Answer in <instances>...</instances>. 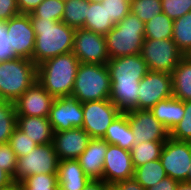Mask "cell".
Wrapping results in <instances>:
<instances>
[{"label": "cell", "instance_id": "1", "mask_svg": "<svg viewBox=\"0 0 191 190\" xmlns=\"http://www.w3.org/2000/svg\"><path fill=\"white\" fill-rule=\"evenodd\" d=\"M106 65L111 79L109 100L123 113L138 109L139 83L149 72L141 55L109 59Z\"/></svg>", "mask_w": 191, "mask_h": 190}, {"label": "cell", "instance_id": "2", "mask_svg": "<svg viewBox=\"0 0 191 190\" xmlns=\"http://www.w3.org/2000/svg\"><path fill=\"white\" fill-rule=\"evenodd\" d=\"M29 16L36 36L33 52L36 66L57 55L73 51L76 29L62 21L34 18L31 14Z\"/></svg>", "mask_w": 191, "mask_h": 190}, {"label": "cell", "instance_id": "3", "mask_svg": "<svg viewBox=\"0 0 191 190\" xmlns=\"http://www.w3.org/2000/svg\"><path fill=\"white\" fill-rule=\"evenodd\" d=\"M79 65L73 52L57 55L37 66V81L54 98L71 97Z\"/></svg>", "mask_w": 191, "mask_h": 190}, {"label": "cell", "instance_id": "4", "mask_svg": "<svg viewBox=\"0 0 191 190\" xmlns=\"http://www.w3.org/2000/svg\"><path fill=\"white\" fill-rule=\"evenodd\" d=\"M144 32L145 23L129 12L105 35L109 58L140 54Z\"/></svg>", "mask_w": 191, "mask_h": 190}, {"label": "cell", "instance_id": "5", "mask_svg": "<svg viewBox=\"0 0 191 190\" xmlns=\"http://www.w3.org/2000/svg\"><path fill=\"white\" fill-rule=\"evenodd\" d=\"M37 81V66L32 60L13 58L0 61V96L15 102Z\"/></svg>", "mask_w": 191, "mask_h": 190}, {"label": "cell", "instance_id": "6", "mask_svg": "<svg viewBox=\"0 0 191 190\" xmlns=\"http://www.w3.org/2000/svg\"><path fill=\"white\" fill-rule=\"evenodd\" d=\"M111 79L106 64L80 63L71 97L81 103L110 98Z\"/></svg>", "mask_w": 191, "mask_h": 190}, {"label": "cell", "instance_id": "7", "mask_svg": "<svg viewBox=\"0 0 191 190\" xmlns=\"http://www.w3.org/2000/svg\"><path fill=\"white\" fill-rule=\"evenodd\" d=\"M59 159L53 143L38 145L26 156L17 158L14 183L23 182L35 174H57Z\"/></svg>", "mask_w": 191, "mask_h": 190}, {"label": "cell", "instance_id": "8", "mask_svg": "<svg viewBox=\"0 0 191 190\" xmlns=\"http://www.w3.org/2000/svg\"><path fill=\"white\" fill-rule=\"evenodd\" d=\"M141 57L146 62L149 71L172 74L174 68L184 57L172 39H144Z\"/></svg>", "mask_w": 191, "mask_h": 190}, {"label": "cell", "instance_id": "9", "mask_svg": "<svg viewBox=\"0 0 191 190\" xmlns=\"http://www.w3.org/2000/svg\"><path fill=\"white\" fill-rule=\"evenodd\" d=\"M159 159L168 177L178 182H186L191 166V142L169 137Z\"/></svg>", "mask_w": 191, "mask_h": 190}, {"label": "cell", "instance_id": "10", "mask_svg": "<svg viewBox=\"0 0 191 190\" xmlns=\"http://www.w3.org/2000/svg\"><path fill=\"white\" fill-rule=\"evenodd\" d=\"M8 44L16 58L33 61L35 48V32L29 14H18L4 22Z\"/></svg>", "mask_w": 191, "mask_h": 190}, {"label": "cell", "instance_id": "11", "mask_svg": "<svg viewBox=\"0 0 191 190\" xmlns=\"http://www.w3.org/2000/svg\"><path fill=\"white\" fill-rule=\"evenodd\" d=\"M82 128L91 138L102 139L107 128L122 112L109 100H97L82 103Z\"/></svg>", "mask_w": 191, "mask_h": 190}, {"label": "cell", "instance_id": "12", "mask_svg": "<svg viewBox=\"0 0 191 190\" xmlns=\"http://www.w3.org/2000/svg\"><path fill=\"white\" fill-rule=\"evenodd\" d=\"M138 109L150 110L159 101L173 96L172 75L149 71L139 83Z\"/></svg>", "mask_w": 191, "mask_h": 190}, {"label": "cell", "instance_id": "13", "mask_svg": "<svg viewBox=\"0 0 191 190\" xmlns=\"http://www.w3.org/2000/svg\"><path fill=\"white\" fill-rule=\"evenodd\" d=\"M73 54L80 63L107 64L109 58L105 36L91 30H75Z\"/></svg>", "mask_w": 191, "mask_h": 190}, {"label": "cell", "instance_id": "14", "mask_svg": "<svg viewBox=\"0 0 191 190\" xmlns=\"http://www.w3.org/2000/svg\"><path fill=\"white\" fill-rule=\"evenodd\" d=\"M124 113L135 136V143L166 141L170 137L168 129L150 110L133 109Z\"/></svg>", "mask_w": 191, "mask_h": 190}, {"label": "cell", "instance_id": "15", "mask_svg": "<svg viewBox=\"0 0 191 190\" xmlns=\"http://www.w3.org/2000/svg\"><path fill=\"white\" fill-rule=\"evenodd\" d=\"M134 165L131 152L113 144H108L103 164L102 180L112 186L116 182L132 178Z\"/></svg>", "mask_w": 191, "mask_h": 190}, {"label": "cell", "instance_id": "16", "mask_svg": "<svg viewBox=\"0 0 191 190\" xmlns=\"http://www.w3.org/2000/svg\"><path fill=\"white\" fill-rule=\"evenodd\" d=\"M48 118L54 132L82 128V103L72 97L55 98Z\"/></svg>", "mask_w": 191, "mask_h": 190}, {"label": "cell", "instance_id": "17", "mask_svg": "<svg viewBox=\"0 0 191 190\" xmlns=\"http://www.w3.org/2000/svg\"><path fill=\"white\" fill-rule=\"evenodd\" d=\"M54 97L36 81L14 103L17 116L49 117Z\"/></svg>", "mask_w": 191, "mask_h": 190}, {"label": "cell", "instance_id": "18", "mask_svg": "<svg viewBox=\"0 0 191 190\" xmlns=\"http://www.w3.org/2000/svg\"><path fill=\"white\" fill-rule=\"evenodd\" d=\"M91 139L83 128L54 132L53 145L59 161L77 159Z\"/></svg>", "mask_w": 191, "mask_h": 190}, {"label": "cell", "instance_id": "19", "mask_svg": "<svg viewBox=\"0 0 191 190\" xmlns=\"http://www.w3.org/2000/svg\"><path fill=\"white\" fill-rule=\"evenodd\" d=\"M107 147L108 143L104 139L92 138L83 153L76 159L91 180H102Z\"/></svg>", "mask_w": 191, "mask_h": 190}, {"label": "cell", "instance_id": "20", "mask_svg": "<svg viewBox=\"0 0 191 190\" xmlns=\"http://www.w3.org/2000/svg\"><path fill=\"white\" fill-rule=\"evenodd\" d=\"M16 126L38 145L53 143L54 130L48 117L17 116Z\"/></svg>", "mask_w": 191, "mask_h": 190}, {"label": "cell", "instance_id": "21", "mask_svg": "<svg viewBox=\"0 0 191 190\" xmlns=\"http://www.w3.org/2000/svg\"><path fill=\"white\" fill-rule=\"evenodd\" d=\"M57 179L59 190H82L91 180L76 159L59 161Z\"/></svg>", "mask_w": 191, "mask_h": 190}, {"label": "cell", "instance_id": "22", "mask_svg": "<svg viewBox=\"0 0 191 190\" xmlns=\"http://www.w3.org/2000/svg\"><path fill=\"white\" fill-rule=\"evenodd\" d=\"M102 139L108 144L117 145L122 149L128 151L132 149L135 144V136L125 113L122 112L113 120Z\"/></svg>", "mask_w": 191, "mask_h": 190}, {"label": "cell", "instance_id": "23", "mask_svg": "<svg viewBox=\"0 0 191 190\" xmlns=\"http://www.w3.org/2000/svg\"><path fill=\"white\" fill-rule=\"evenodd\" d=\"M150 111L153 116L170 132L183 118L185 113L184 101L172 96L163 101H159L150 109Z\"/></svg>", "mask_w": 191, "mask_h": 190}, {"label": "cell", "instance_id": "24", "mask_svg": "<svg viewBox=\"0 0 191 190\" xmlns=\"http://www.w3.org/2000/svg\"><path fill=\"white\" fill-rule=\"evenodd\" d=\"M171 75L173 97L184 102L191 100V55L184 56Z\"/></svg>", "mask_w": 191, "mask_h": 190}, {"label": "cell", "instance_id": "25", "mask_svg": "<svg viewBox=\"0 0 191 190\" xmlns=\"http://www.w3.org/2000/svg\"><path fill=\"white\" fill-rule=\"evenodd\" d=\"M114 26L113 22L108 18L105 5L89 2L84 29L105 36Z\"/></svg>", "mask_w": 191, "mask_h": 190}, {"label": "cell", "instance_id": "26", "mask_svg": "<svg viewBox=\"0 0 191 190\" xmlns=\"http://www.w3.org/2000/svg\"><path fill=\"white\" fill-rule=\"evenodd\" d=\"M164 167L160 159L147 162L134 170V178L145 189L155 186L159 181L166 177Z\"/></svg>", "mask_w": 191, "mask_h": 190}, {"label": "cell", "instance_id": "27", "mask_svg": "<svg viewBox=\"0 0 191 190\" xmlns=\"http://www.w3.org/2000/svg\"><path fill=\"white\" fill-rule=\"evenodd\" d=\"M165 141H148L132 146L131 158L134 168L160 158Z\"/></svg>", "mask_w": 191, "mask_h": 190}, {"label": "cell", "instance_id": "28", "mask_svg": "<svg viewBox=\"0 0 191 190\" xmlns=\"http://www.w3.org/2000/svg\"><path fill=\"white\" fill-rule=\"evenodd\" d=\"M173 20L164 12L157 14L154 18L145 23V39H172Z\"/></svg>", "mask_w": 191, "mask_h": 190}, {"label": "cell", "instance_id": "29", "mask_svg": "<svg viewBox=\"0 0 191 190\" xmlns=\"http://www.w3.org/2000/svg\"><path fill=\"white\" fill-rule=\"evenodd\" d=\"M172 40L184 56L191 55V12L174 20Z\"/></svg>", "mask_w": 191, "mask_h": 190}, {"label": "cell", "instance_id": "30", "mask_svg": "<svg viewBox=\"0 0 191 190\" xmlns=\"http://www.w3.org/2000/svg\"><path fill=\"white\" fill-rule=\"evenodd\" d=\"M87 0H69L65 2L62 22L74 29L83 28L87 15Z\"/></svg>", "mask_w": 191, "mask_h": 190}, {"label": "cell", "instance_id": "31", "mask_svg": "<svg viewBox=\"0 0 191 190\" xmlns=\"http://www.w3.org/2000/svg\"><path fill=\"white\" fill-rule=\"evenodd\" d=\"M17 114L15 103L4 101L0 105V144L9 142L10 136L16 127Z\"/></svg>", "mask_w": 191, "mask_h": 190}, {"label": "cell", "instance_id": "32", "mask_svg": "<svg viewBox=\"0 0 191 190\" xmlns=\"http://www.w3.org/2000/svg\"><path fill=\"white\" fill-rule=\"evenodd\" d=\"M19 190H59L57 174H35L18 183Z\"/></svg>", "mask_w": 191, "mask_h": 190}, {"label": "cell", "instance_id": "33", "mask_svg": "<svg viewBox=\"0 0 191 190\" xmlns=\"http://www.w3.org/2000/svg\"><path fill=\"white\" fill-rule=\"evenodd\" d=\"M130 12L146 23L163 12L161 0H131Z\"/></svg>", "mask_w": 191, "mask_h": 190}, {"label": "cell", "instance_id": "34", "mask_svg": "<svg viewBox=\"0 0 191 190\" xmlns=\"http://www.w3.org/2000/svg\"><path fill=\"white\" fill-rule=\"evenodd\" d=\"M65 2L62 0H43L32 12L34 18L61 21Z\"/></svg>", "mask_w": 191, "mask_h": 190}, {"label": "cell", "instance_id": "35", "mask_svg": "<svg viewBox=\"0 0 191 190\" xmlns=\"http://www.w3.org/2000/svg\"><path fill=\"white\" fill-rule=\"evenodd\" d=\"M16 154L17 158L26 156L31 150H33L38 144L28 137L17 126L12 132L8 142Z\"/></svg>", "mask_w": 191, "mask_h": 190}, {"label": "cell", "instance_id": "36", "mask_svg": "<svg viewBox=\"0 0 191 190\" xmlns=\"http://www.w3.org/2000/svg\"><path fill=\"white\" fill-rule=\"evenodd\" d=\"M184 111L182 120L170 131V138L191 142V100L184 102Z\"/></svg>", "mask_w": 191, "mask_h": 190}, {"label": "cell", "instance_id": "37", "mask_svg": "<svg viewBox=\"0 0 191 190\" xmlns=\"http://www.w3.org/2000/svg\"><path fill=\"white\" fill-rule=\"evenodd\" d=\"M108 18L114 25L119 23L130 12V0H104Z\"/></svg>", "mask_w": 191, "mask_h": 190}, {"label": "cell", "instance_id": "38", "mask_svg": "<svg viewBox=\"0 0 191 190\" xmlns=\"http://www.w3.org/2000/svg\"><path fill=\"white\" fill-rule=\"evenodd\" d=\"M163 12L173 21L191 12V0H161Z\"/></svg>", "mask_w": 191, "mask_h": 190}, {"label": "cell", "instance_id": "39", "mask_svg": "<svg viewBox=\"0 0 191 190\" xmlns=\"http://www.w3.org/2000/svg\"><path fill=\"white\" fill-rule=\"evenodd\" d=\"M17 166V156L9 143L0 144V168L14 178Z\"/></svg>", "mask_w": 191, "mask_h": 190}, {"label": "cell", "instance_id": "40", "mask_svg": "<svg viewBox=\"0 0 191 190\" xmlns=\"http://www.w3.org/2000/svg\"><path fill=\"white\" fill-rule=\"evenodd\" d=\"M20 14L17 0H0V19L8 21L10 18Z\"/></svg>", "mask_w": 191, "mask_h": 190}, {"label": "cell", "instance_id": "41", "mask_svg": "<svg viewBox=\"0 0 191 190\" xmlns=\"http://www.w3.org/2000/svg\"><path fill=\"white\" fill-rule=\"evenodd\" d=\"M16 58L8 44L7 32L4 29H0V61Z\"/></svg>", "mask_w": 191, "mask_h": 190}, {"label": "cell", "instance_id": "42", "mask_svg": "<svg viewBox=\"0 0 191 190\" xmlns=\"http://www.w3.org/2000/svg\"><path fill=\"white\" fill-rule=\"evenodd\" d=\"M111 188L113 190H146L134 177L116 182Z\"/></svg>", "mask_w": 191, "mask_h": 190}, {"label": "cell", "instance_id": "43", "mask_svg": "<svg viewBox=\"0 0 191 190\" xmlns=\"http://www.w3.org/2000/svg\"><path fill=\"white\" fill-rule=\"evenodd\" d=\"M179 182L166 176L159 181L155 186H152L146 190H176Z\"/></svg>", "mask_w": 191, "mask_h": 190}, {"label": "cell", "instance_id": "44", "mask_svg": "<svg viewBox=\"0 0 191 190\" xmlns=\"http://www.w3.org/2000/svg\"><path fill=\"white\" fill-rule=\"evenodd\" d=\"M43 0H17V7L21 14H31V12L42 2Z\"/></svg>", "mask_w": 191, "mask_h": 190}, {"label": "cell", "instance_id": "45", "mask_svg": "<svg viewBox=\"0 0 191 190\" xmlns=\"http://www.w3.org/2000/svg\"><path fill=\"white\" fill-rule=\"evenodd\" d=\"M111 186L103 180H89L82 190H110Z\"/></svg>", "mask_w": 191, "mask_h": 190}, {"label": "cell", "instance_id": "46", "mask_svg": "<svg viewBox=\"0 0 191 190\" xmlns=\"http://www.w3.org/2000/svg\"><path fill=\"white\" fill-rule=\"evenodd\" d=\"M13 183V178L0 168V190L11 186Z\"/></svg>", "mask_w": 191, "mask_h": 190}, {"label": "cell", "instance_id": "47", "mask_svg": "<svg viewBox=\"0 0 191 190\" xmlns=\"http://www.w3.org/2000/svg\"><path fill=\"white\" fill-rule=\"evenodd\" d=\"M176 190H191V184L187 182H179Z\"/></svg>", "mask_w": 191, "mask_h": 190}, {"label": "cell", "instance_id": "48", "mask_svg": "<svg viewBox=\"0 0 191 190\" xmlns=\"http://www.w3.org/2000/svg\"><path fill=\"white\" fill-rule=\"evenodd\" d=\"M1 190H19L18 183H13L11 186L1 189Z\"/></svg>", "mask_w": 191, "mask_h": 190}, {"label": "cell", "instance_id": "49", "mask_svg": "<svg viewBox=\"0 0 191 190\" xmlns=\"http://www.w3.org/2000/svg\"><path fill=\"white\" fill-rule=\"evenodd\" d=\"M186 182L191 184V166H190V171H189V174H188Z\"/></svg>", "mask_w": 191, "mask_h": 190}, {"label": "cell", "instance_id": "50", "mask_svg": "<svg viewBox=\"0 0 191 190\" xmlns=\"http://www.w3.org/2000/svg\"><path fill=\"white\" fill-rule=\"evenodd\" d=\"M90 3H102L104 0H87Z\"/></svg>", "mask_w": 191, "mask_h": 190}, {"label": "cell", "instance_id": "51", "mask_svg": "<svg viewBox=\"0 0 191 190\" xmlns=\"http://www.w3.org/2000/svg\"><path fill=\"white\" fill-rule=\"evenodd\" d=\"M4 27V21H2L1 19H0V29H2Z\"/></svg>", "mask_w": 191, "mask_h": 190}, {"label": "cell", "instance_id": "52", "mask_svg": "<svg viewBox=\"0 0 191 190\" xmlns=\"http://www.w3.org/2000/svg\"><path fill=\"white\" fill-rule=\"evenodd\" d=\"M4 102V100L0 96V105Z\"/></svg>", "mask_w": 191, "mask_h": 190}]
</instances>
